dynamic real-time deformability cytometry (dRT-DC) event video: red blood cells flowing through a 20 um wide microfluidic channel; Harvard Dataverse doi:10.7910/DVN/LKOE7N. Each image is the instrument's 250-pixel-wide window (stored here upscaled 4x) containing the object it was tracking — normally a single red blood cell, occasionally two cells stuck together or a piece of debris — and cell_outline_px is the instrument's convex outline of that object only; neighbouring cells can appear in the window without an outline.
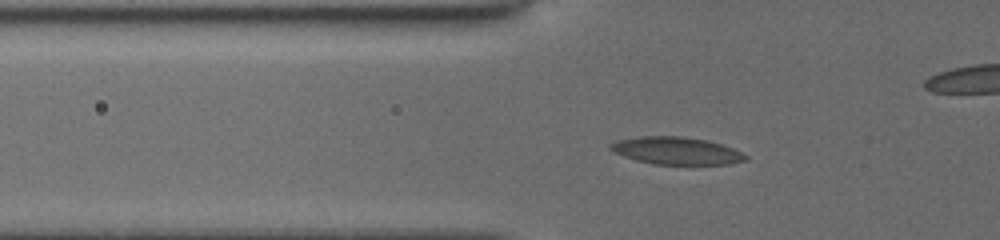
{"species": "common noctule bat (a hibernating species)", "species_latin": "Nyctalus noctula", "temperature_condition": "cold", "stored_images_in_passage": 50, "camera_frame_rate_fps": 3000, "um_per_image_px": 0.085, "animal": {"sex": "female", "body_mass_g": 19.5, "forearm_length_mm": 54.1}, "frame": {"image": 1, "passage_image": 15, "time_ms": 4.667, "image_size_px": [1000, 240], "cell_outline_px": [[748, 160], [728, 164], [652, 164], [636, 160], [612, 152], [608, 148], [616, 140], [640, 136], [680, 136], [708, 140], [732, 148], [748, 156]], "centroid_in_image_um": [57.47, 12.81], "position_along_channel_um": 68.3, "area_um2": 21.56}}
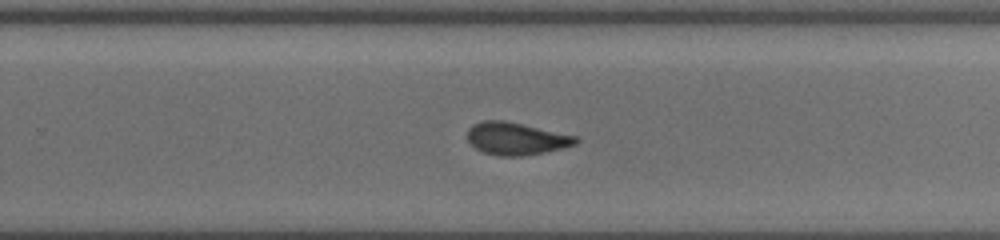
{"frame": {"image": 2, "passage_image": 32, "time_ms": 10.333, "image_size_px": [1000, 240], "cell_outline_px": [[580, 140], [576, 144], [564, 148], [544, 152], [520, 156], [500, 156], [484, 152], [476, 148], [468, 140], [468, 128], [472, 124], [484, 120], [504, 120], [576, 136]], "centroid_in_image_um": [43.87, 11.78], "position_along_channel_um": 285.9, "area_um2": 20.35}}
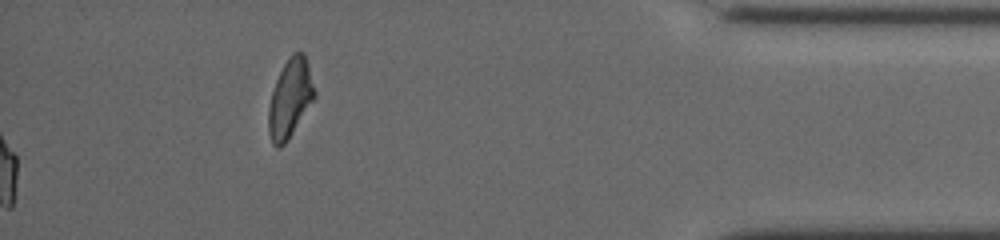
{"frame": {"image": 3, "passage_image": 50, "time_ms": 16.333, "image_size_px": [1000, 240], "cell_outline_px": [[316, 96], [284, 144], [280, 148], [276, 148], [272, 144], [268, 132], [268, 108], [272, 92], [276, 80], [288, 56], [292, 52], [304, 52], [308, 64], [316, 92]], "centroid_in_image_um": [24.65, 8.35], "position_along_channel_um": 410.6, "area_um2": 20.92}, "authors_computed_cell_mechanics": {"area_um2": 20.7213, "velocity_mm_per_s": 3.9344, "shape_relaxation_time_tau1_ms": 4.4411, "shape_relaxation_time_tau2_ms": 2.0192, "deformation_change_tau1": 0.1451, "deformation_change_tau2": 0.0732}}